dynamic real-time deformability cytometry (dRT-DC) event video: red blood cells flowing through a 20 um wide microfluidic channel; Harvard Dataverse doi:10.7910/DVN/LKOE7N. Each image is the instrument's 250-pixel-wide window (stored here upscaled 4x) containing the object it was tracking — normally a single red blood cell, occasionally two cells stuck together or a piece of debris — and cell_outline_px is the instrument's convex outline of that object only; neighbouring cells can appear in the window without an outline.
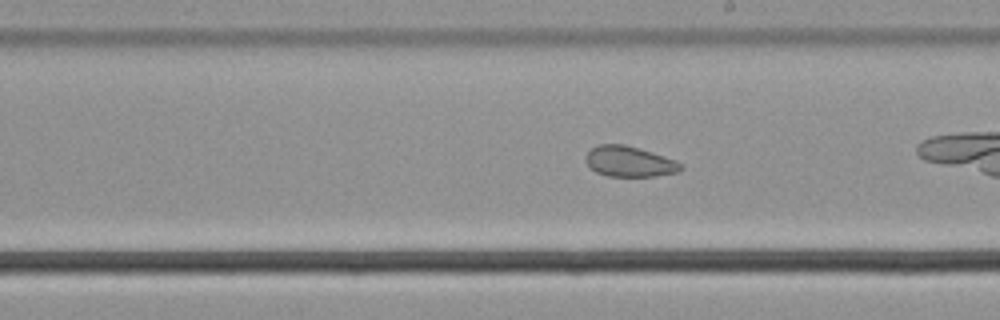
{"species": "common noctule bat (a hibernating species)", "species_latin": "Nyctalus noctula", "temperature_condition": "cold", "stored_images_in_passage": 40, "camera_frame_rate_fps": 3000, "um_per_image_px": 0.085, "animal": {"sex": "male", "body_mass_g": 21.5, "forearm_length_mm": 52.0}, "frame": {"image": 1, "passage_image": 29, "time_ms": 9.333, "image_size_px": [1000, 320], "cell_outline_px": [[684, 168], [676, 172], [656, 176], [608, 176], [596, 172], [588, 164], [584, 156], [592, 148], [600, 144], [624, 144], [652, 152], [676, 160], [684, 164]], "centroid_in_image_um": [53.52, 13.73], "position_along_channel_um": 235.5, "area_um2": 16.88}}